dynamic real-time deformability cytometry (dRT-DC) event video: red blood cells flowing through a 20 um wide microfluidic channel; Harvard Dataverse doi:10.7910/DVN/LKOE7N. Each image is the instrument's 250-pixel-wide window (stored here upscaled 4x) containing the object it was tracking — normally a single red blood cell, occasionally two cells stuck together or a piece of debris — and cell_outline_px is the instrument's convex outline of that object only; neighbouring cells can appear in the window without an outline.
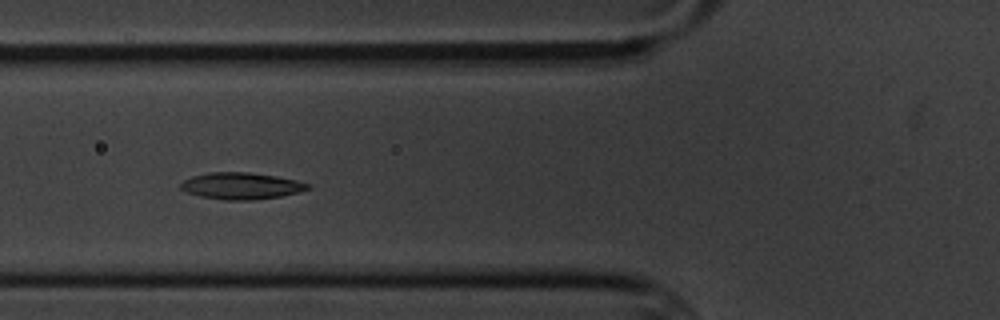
{"species": "common noctule bat (a hibernating species)", "species_latin": "Nyctalus noctula", "temperature_condition": "cold", "stored_images_in_passage": 14, "camera_frame_rate_fps": 3000, "um_per_image_px": 0.085, "animal": {"sex": "male", "body_mass_g": 20.1, "forearm_length_mm": 53.5}, "frame": {"image": 1, "passage_image": 5, "time_ms": 5.333, "image_size_px": [1000, 320], "cell_outline_px": [[312, 188], [300, 192], [280, 196], [252, 200], [224, 200], [200, 196], [188, 192], [180, 188], [180, 184], [184, 180], [192, 176], [208, 172], [248, 172], [276, 176], [296, 180], [312, 184]], "centroid_in_image_um": [20.54, 15.8], "position_along_channel_um": 105.3, "area_um2": 19.83}}
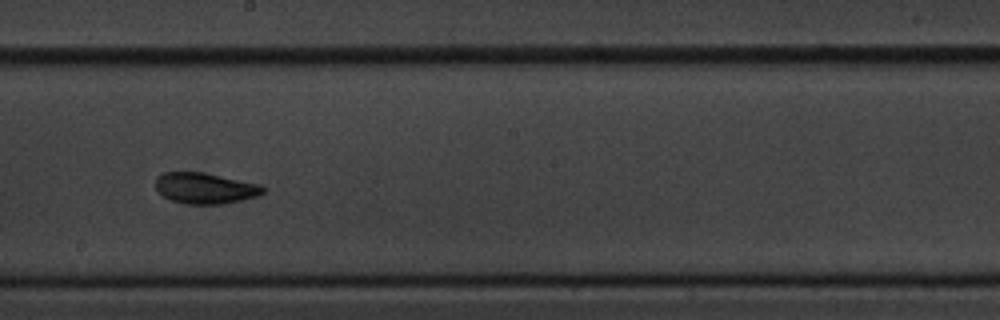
{"frame": {"image": 2, "passage_image": 8, "time_ms": 9.0, "image_size_px": [1000, 320], "cell_outline_px": [[268, 188], [264, 192], [256, 196], [224, 204], [184, 204], [172, 200], [156, 192], [156, 176], [160, 172], [204, 172], [264, 184]], "centroid_in_image_um": [17.46, 15.98], "position_along_channel_um": 230.7, "area_um2": 19.83}}
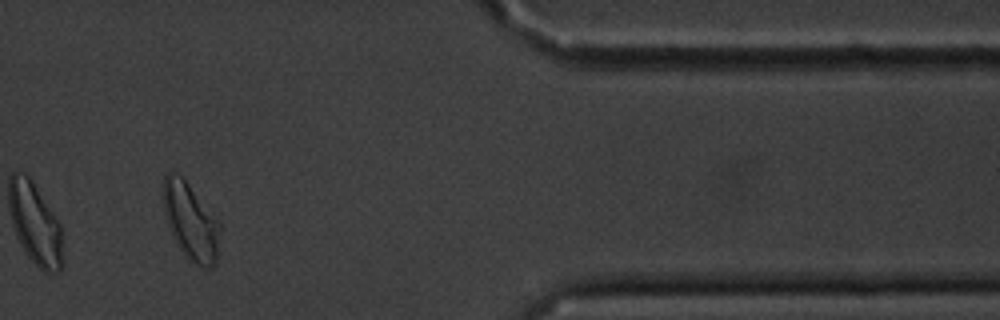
{"frame": {"image": 3, "passage_image": 13, "time_ms": 14.667, "image_size_px": [1000, 320], "cell_outline_px": [[220, 228], [216, 264], [208, 268], [192, 264], [188, 260], [176, 244], [168, 228], [160, 196], [164, 176], [168, 172], [176, 172], [188, 184], [220, 224]], "centroid_in_image_um": [16.14, 18.84], "position_along_channel_um": 395.3, "area_um2": 25.61}, "authors_computed_cell_mechanics": {"area_um2": 19.8254, "velocity_mm_per_s": 3.4235, "shape_relaxation_time_tau1_ms": 2.2906, "shape_relaxation_time_tau2_ms": 4.1895, "deformation_change_tau1": 0.0768, "deformation_change_tau2": 0.0957}}